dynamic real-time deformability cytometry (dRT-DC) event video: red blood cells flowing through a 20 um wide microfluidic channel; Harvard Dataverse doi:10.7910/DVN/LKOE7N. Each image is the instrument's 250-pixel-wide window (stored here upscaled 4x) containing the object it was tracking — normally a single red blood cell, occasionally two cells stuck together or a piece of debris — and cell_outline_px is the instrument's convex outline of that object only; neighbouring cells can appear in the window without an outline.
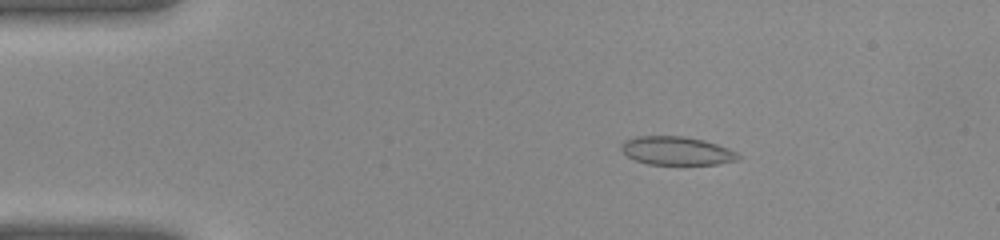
{"species": "common noctule bat (a hibernating species)", "species_latin": "Nyctalus noctula", "temperature_condition": "warm", "stored_images_in_passage": 40, "camera_frame_rate_fps": 3000, "um_per_image_px": 0.085, "animal": {"sex": "female", "body_mass_g": 22.0, "forearm_length_mm": 56.7}, "frame": {"image": 1, "passage_image": 7, "time_ms": 2.0, "image_size_px": [1000, 240], "cell_outline_px": [[740, 160], [716, 164], [648, 164], [636, 160], [628, 156], [620, 148], [620, 144], [624, 140], [636, 136], [684, 136], [704, 140], [728, 148], [736, 152], [740, 156]], "centroid_in_image_um": [57.51, 12.81], "position_along_channel_um": 27.5, "area_um2": 19.36}}
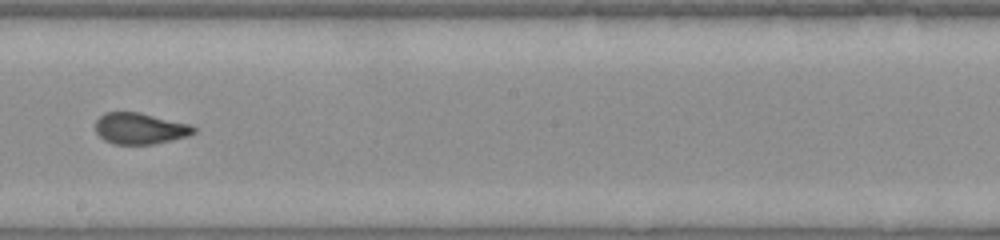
{"frame": {"image": 2, "passage_image": 23, "time_ms": 7.333, "image_size_px": [1000, 240], "cell_outline_px": [[196, 132], [188, 136], [172, 140], [152, 144], [112, 144], [104, 140], [96, 132], [96, 120], [104, 112], [140, 112], [188, 124], [196, 128]], "centroid_in_image_um": [11.88, 10.92], "position_along_channel_um": 236.3, "area_um2": 17.86}}
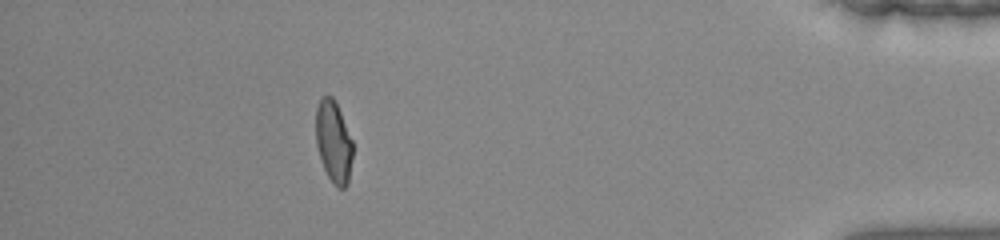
{"frame": {"image": 3, "passage_image": 36, "time_ms": 11.667, "image_size_px": [1000, 240], "cell_outline_px": [[352, 156], [348, 184], [344, 188], [336, 188], [332, 184], [320, 160], [316, 144], [316, 108], [320, 100], [324, 96], [332, 96], [340, 112], [352, 140]], "centroid_in_image_um": [28.34, 12.1], "position_along_channel_um": 406.9, "area_um2": 17.51}}